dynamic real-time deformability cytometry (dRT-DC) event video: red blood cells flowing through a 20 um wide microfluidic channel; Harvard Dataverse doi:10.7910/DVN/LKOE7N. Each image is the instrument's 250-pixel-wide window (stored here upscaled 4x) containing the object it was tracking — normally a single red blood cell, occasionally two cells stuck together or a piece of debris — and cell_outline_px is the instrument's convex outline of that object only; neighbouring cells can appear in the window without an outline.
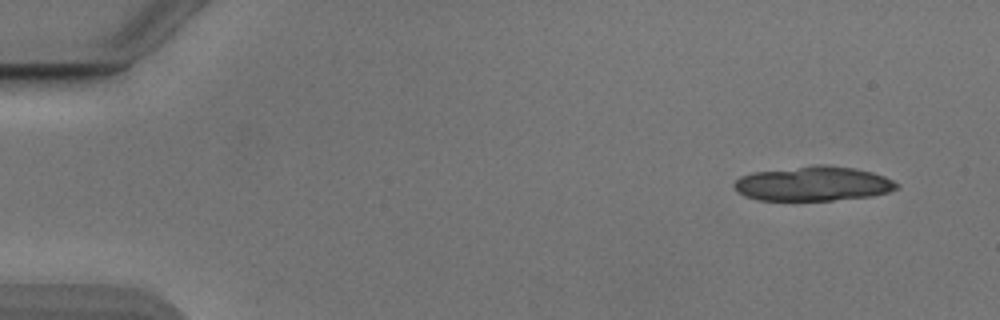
{"species": "Egyptian fruit bat (a non-hibernating species)", "species_latin": "Rousettus aegyptiacus", "temperature_condition": "cold", "stored_images_in_passage": 17, "camera_frame_rate_fps": 3000, "um_per_image_px": 0.085, "animal": {"sex": "male"}, "frame": {"image": 1, "passage_image": 1, "time_ms": 0.0, "image_size_px": [1000, 320], "cell_outline_px": [[900, 188], [888, 192], [872, 196], [832, 200], [760, 200], [744, 196], [736, 192], [732, 184], [740, 176], [752, 172], [816, 164], [824, 164], [856, 168], [872, 172], [884, 176], [900, 184]], "centroid_in_image_um": [69.11, 15.6], "position_along_channel_um": 15.9, "area_um2": 33.12}}